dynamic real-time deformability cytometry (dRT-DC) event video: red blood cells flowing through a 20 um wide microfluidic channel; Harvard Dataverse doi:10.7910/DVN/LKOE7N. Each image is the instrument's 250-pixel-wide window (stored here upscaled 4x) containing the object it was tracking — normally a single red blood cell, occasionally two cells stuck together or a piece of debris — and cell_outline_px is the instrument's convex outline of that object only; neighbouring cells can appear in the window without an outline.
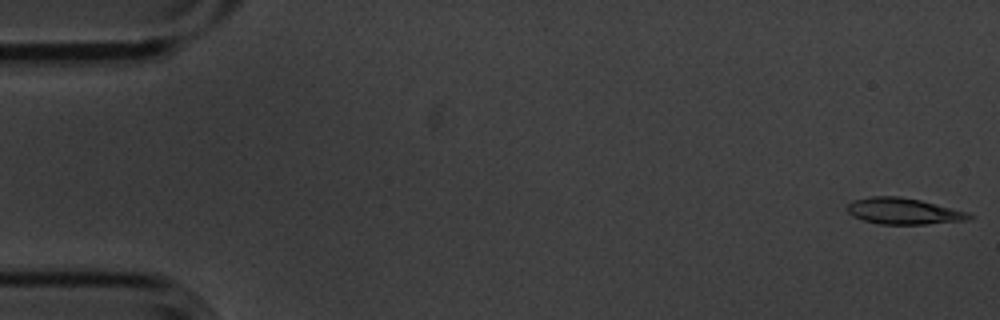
{"species": "common noctule bat (a hibernating species)", "species_latin": "Nyctalus noctula", "temperature_condition": "cold", "stored_images_in_passage": 6, "camera_frame_rate_fps": 3000, "um_per_image_px": 0.085, "animal": {"sex": "male", "body_mass_g": 20.1, "forearm_length_mm": 53.5}, "frame": {"image": 1, "passage_image": 1, "time_ms": 0.0, "image_size_px": [1000, 320], "cell_outline_px": [[972, 216], [968, 220], [924, 224], [880, 224], [864, 220], [852, 216], [848, 212], [848, 204], [852, 200], [872, 196], [900, 196], [920, 200], [968, 212]], "centroid_in_image_um": [76.77, 17.94], "position_along_channel_um": 8.2, "area_um2": 18.5}}
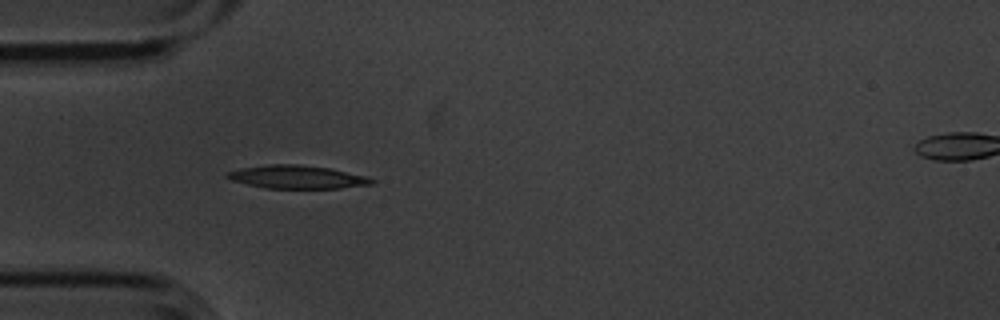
{"frame": {"image": 2, "passage_image": 5, "time_ms": 1.333, "image_size_px": [1000, 320], "cell_outline_px": [[376, 180], [372, 184], [340, 188], [264, 188], [232, 180], [224, 176], [228, 172], [240, 168], [268, 164], [300, 164], [328, 168], [368, 176]], "centroid_in_image_um": [25.26, 15.04], "position_along_channel_um": 59.7, "area_um2": 19.48}}
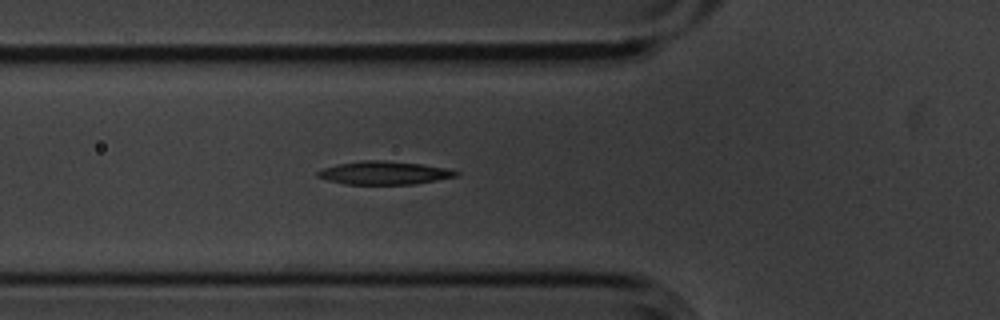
{"frame": {"image": 3, "passage_image": 6, "time_ms": 1.667, "image_size_px": [1000, 320], "cell_outline_px": [[460, 176], [412, 184], [344, 184], [328, 180], [316, 176], [316, 172], [324, 168], [336, 164], [364, 160], [384, 160], [420, 164], [444, 168], [460, 172]], "centroid_in_image_um": [32.64, 14.69], "position_along_channel_um": 93.2, "area_um2": 18.61}}